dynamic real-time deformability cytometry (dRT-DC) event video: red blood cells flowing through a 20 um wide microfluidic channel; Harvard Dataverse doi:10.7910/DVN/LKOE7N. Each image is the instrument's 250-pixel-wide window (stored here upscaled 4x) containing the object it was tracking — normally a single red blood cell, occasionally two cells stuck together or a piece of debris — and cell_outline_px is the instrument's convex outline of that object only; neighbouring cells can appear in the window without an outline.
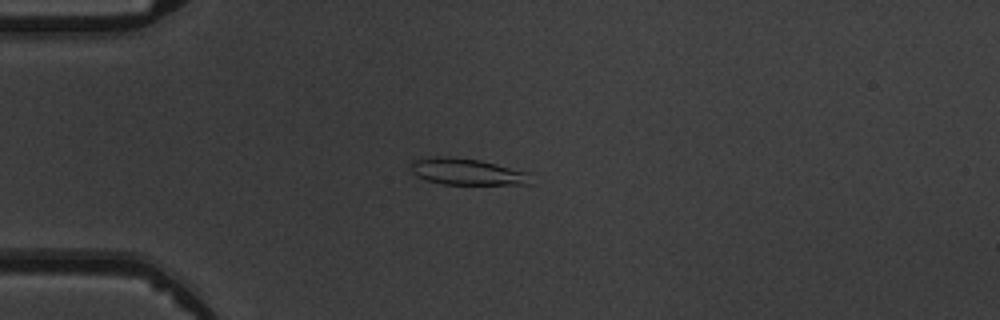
{"species": "common noctule bat (a hibernating species)", "species_latin": "Nyctalus noctula", "temperature_condition": "warm", "stored_images_in_passage": 6, "camera_frame_rate_fps": 3000, "um_per_image_px": 0.085, "animal": {"sex": "male", "body_mass_g": 19.5, "forearm_length_mm": 54.6}, "frame": {"image": 1, "passage_image": 2, "time_ms": 1.333, "image_size_px": [1000, 320], "cell_outline_px": [[532, 184], [444, 184], [428, 180], [416, 176], [408, 168], [412, 160], [420, 156], [448, 156], [480, 160], [528, 172]], "centroid_in_image_um": [39.6, 14.57], "position_along_channel_um": 45.4, "area_um2": 18.73}}
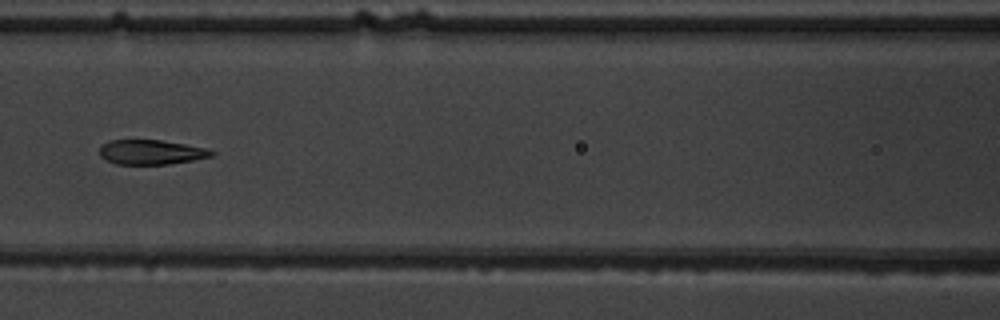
{"frame": {"image": 2, "passage_image": 5, "time_ms": 4.667, "image_size_px": [1000, 320], "cell_outline_px": [[216, 152], [212, 156], [192, 160], [168, 164], [116, 164], [100, 156], [100, 148], [108, 140], [160, 140], [208, 148]], "centroid_in_image_um": [12.87, 12.93], "position_along_channel_um": 153.7, "area_um2": 15.95}}
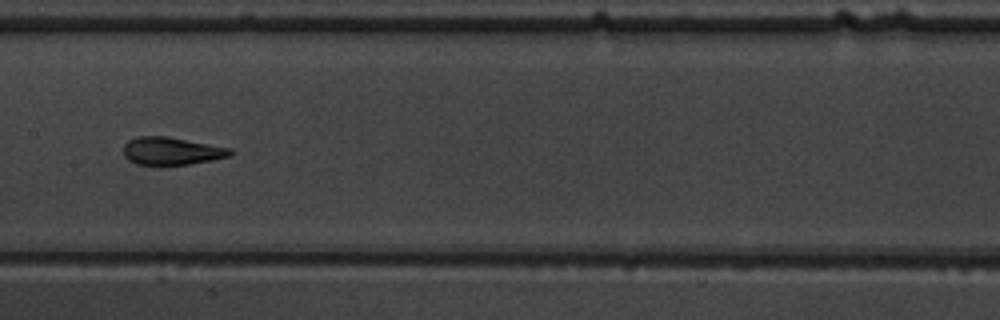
{"frame": {"image": 3, "passage_image": 6, "time_ms": 5.667, "image_size_px": [1000, 320], "cell_outline_px": [[236, 152], [228, 156], [212, 160], [188, 164], [136, 164], [128, 160], [124, 156], [124, 144], [128, 140], [140, 136], [168, 136], [232, 148]], "centroid_in_image_um": [14.6, 12.82], "position_along_channel_um": 192.8, "area_um2": 17.22}}